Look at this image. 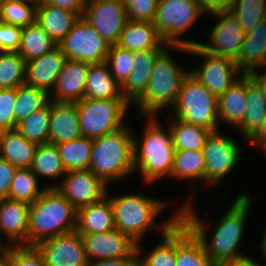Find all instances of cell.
<instances>
[{
    "mask_svg": "<svg viewBox=\"0 0 266 266\" xmlns=\"http://www.w3.org/2000/svg\"><path fill=\"white\" fill-rule=\"evenodd\" d=\"M129 20L153 22L158 0H123Z\"/></svg>",
    "mask_w": 266,
    "mask_h": 266,
    "instance_id": "f6af8a7d",
    "label": "cell"
},
{
    "mask_svg": "<svg viewBox=\"0 0 266 266\" xmlns=\"http://www.w3.org/2000/svg\"><path fill=\"white\" fill-rule=\"evenodd\" d=\"M17 167L0 157V200L8 198L11 181Z\"/></svg>",
    "mask_w": 266,
    "mask_h": 266,
    "instance_id": "681fc988",
    "label": "cell"
},
{
    "mask_svg": "<svg viewBox=\"0 0 266 266\" xmlns=\"http://www.w3.org/2000/svg\"><path fill=\"white\" fill-rule=\"evenodd\" d=\"M202 242L184 221H176V266H215Z\"/></svg>",
    "mask_w": 266,
    "mask_h": 266,
    "instance_id": "603a6c76",
    "label": "cell"
},
{
    "mask_svg": "<svg viewBox=\"0 0 266 266\" xmlns=\"http://www.w3.org/2000/svg\"><path fill=\"white\" fill-rule=\"evenodd\" d=\"M13 1L25 2L34 5H38L41 2V0H13Z\"/></svg>",
    "mask_w": 266,
    "mask_h": 266,
    "instance_id": "91938a15",
    "label": "cell"
},
{
    "mask_svg": "<svg viewBox=\"0 0 266 266\" xmlns=\"http://www.w3.org/2000/svg\"><path fill=\"white\" fill-rule=\"evenodd\" d=\"M16 129L2 130L0 136V157L18 169L30 168L37 148Z\"/></svg>",
    "mask_w": 266,
    "mask_h": 266,
    "instance_id": "83f0119b",
    "label": "cell"
},
{
    "mask_svg": "<svg viewBox=\"0 0 266 266\" xmlns=\"http://www.w3.org/2000/svg\"><path fill=\"white\" fill-rule=\"evenodd\" d=\"M205 183V159L202 150H175L170 178Z\"/></svg>",
    "mask_w": 266,
    "mask_h": 266,
    "instance_id": "d590c367",
    "label": "cell"
},
{
    "mask_svg": "<svg viewBox=\"0 0 266 266\" xmlns=\"http://www.w3.org/2000/svg\"><path fill=\"white\" fill-rule=\"evenodd\" d=\"M83 18L110 46L119 42L128 21L123 0H86Z\"/></svg>",
    "mask_w": 266,
    "mask_h": 266,
    "instance_id": "5bb4252c",
    "label": "cell"
},
{
    "mask_svg": "<svg viewBox=\"0 0 266 266\" xmlns=\"http://www.w3.org/2000/svg\"><path fill=\"white\" fill-rule=\"evenodd\" d=\"M29 209L30 204L23 201L0 200V239L4 233L7 246H27Z\"/></svg>",
    "mask_w": 266,
    "mask_h": 266,
    "instance_id": "ffe728a7",
    "label": "cell"
},
{
    "mask_svg": "<svg viewBox=\"0 0 266 266\" xmlns=\"http://www.w3.org/2000/svg\"><path fill=\"white\" fill-rule=\"evenodd\" d=\"M37 6L25 2L4 0L0 6V21L18 27H26L36 22Z\"/></svg>",
    "mask_w": 266,
    "mask_h": 266,
    "instance_id": "7bdbcfd3",
    "label": "cell"
},
{
    "mask_svg": "<svg viewBox=\"0 0 266 266\" xmlns=\"http://www.w3.org/2000/svg\"><path fill=\"white\" fill-rule=\"evenodd\" d=\"M35 247L46 266H86L88 263L81 234L77 231L46 239Z\"/></svg>",
    "mask_w": 266,
    "mask_h": 266,
    "instance_id": "2e32d148",
    "label": "cell"
},
{
    "mask_svg": "<svg viewBox=\"0 0 266 266\" xmlns=\"http://www.w3.org/2000/svg\"><path fill=\"white\" fill-rule=\"evenodd\" d=\"M241 146L232 137L219 131L207 138L202 153L205 159V184L213 186L239 164Z\"/></svg>",
    "mask_w": 266,
    "mask_h": 266,
    "instance_id": "7c38bea8",
    "label": "cell"
},
{
    "mask_svg": "<svg viewBox=\"0 0 266 266\" xmlns=\"http://www.w3.org/2000/svg\"><path fill=\"white\" fill-rule=\"evenodd\" d=\"M164 49H145L134 52L133 70L121 85L125 99L133 105L145 94L157 56ZM132 102V103H131Z\"/></svg>",
    "mask_w": 266,
    "mask_h": 266,
    "instance_id": "44dd1931",
    "label": "cell"
},
{
    "mask_svg": "<svg viewBox=\"0 0 266 266\" xmlns=\"http://www.w3.org/2000/svg\"><path fill=\"white\" fill-rule=\"evenodd\" d=\"M51 100L17 123L16 129L30 142L37 145L49 143Z\"/></svg>",
    "mask_w": 266,
    "mask_h": 266,
    "instance_id": "74e56055",
    "label": "cell"
},
{
    "mask_svg": "<svg viewBox=\"0 0 266 266\" xmlns=\"http://www.w3.org/2000/svg\"><path fill=\"white\" fill-rule=\"evenodd\" d=\"M161 237L147 256H142L141 241L136 244L137 266H176V222Z\"/></svg>",
    "mask_w": 266,
    "mask_h": 266,
    "instance_id": "1f68e13d",
    "label": "cell"
},
{
    "mask_svg": "<svg viewBox=\"0 0 266 266\" xmlns=\"http://www.w3.org/2000/svg\"><path fill=\"white\" fill-rule=\"evenodd\" d=\"M67 59L102 63L110 45L83 17H79L70 32L58 44Z\"/></svg>",
    "mask_w": 266,
    "mask_h": 266,
    "instance_id": "8fae6325",
    "label": "cell"
},
{
    "mask_svg": "<svg viewBox=\"0 0 266 266\" xmlns=\"http://www.w3.org/2000/svg\"><path fill=\"white\" fill-rule=\"evenodd\" d=\"M16 88L0 89V130L15 128Z\"/></svg>",
    "mask_w": 266,
    "mask_h": 266,
    "instance_id": "bcb514c9",
    "label": "cell"
},
{
    "mask_svg": "<svg viewBox=\"0 0 266 266\" xmlns=\"http://www.w3.org/2000/svg\"><path fill=\"white\" fill-rule=\"evenodd\" d=\"M229 10L247 33L266 19V0H232Z\"/></svg>",
    "mask_w": 266,
    "mask_h": 266,
    "instance_id": "b9f144b4",
    "label": "cell"
},
{
    "mask_svg": "<svg viewBox=\"0 0 266 266\" xmlns=\"http://www.w3.org/2000/svg\"><path fill=\"white\" fill-rule=\"evenodd\" d=\"M0 266H11V246L0 251Z\"/></svg>",
    "mask_w": 266,
    "mask_h": 266,
    "instance_id": "6f0895ef",
    "label": "cell"
},
{
    "mask_svg": "<svg viewBox=\"0 0 266 266\" xmlns=\"http://www.w3.org/2000/svg\"><path fill=\"white\" fill-rule=\"evenodd\" d=\"M225 266H262L257 262L253 257L246 256L240 259H237L232 262L224 264Z\"/></svg>",
    "mask_w": 266,
    "mask_h": 266,
    "instance_id": "9f6ffc18",
    "label": "cell"
},
{
    "mask_svg": "<svg viewBox=\"0 0 266 266\" xmlns=\"http://www.w3.org/2000/svg\"><path fill=\"white\" fill-rule=\"evenodd\" d=\"M30 169L38 179L42 177L59 181L58 178L66 174L58 149L51 143L37 146Z\"/></svg>",
    "mask_w": 266,
    "mask_h": 266,
    "instance_id": "8d00e7d4",
    "label": "cell"
},
{
    "mask_svg": "<svg viewBox=\"0 0 266 266\" xmlns=\"http://www.w3.org/2000/svg\"><path fill=\"white\" fill-rule=\"evenodd\" d=\"M157 116H146L142 139L134 135V168L145 183L171 176L175 147L170 128L164 129ZM141 142V143H140Z\"/></svg>",
    "mask_w": 266,
    "mask_h": 266,
    "instance_id": "5b68a950",
    "label": "cell"
},
{
    "mask_svg": "<svg viewBox=\"0 0 266 266\" xmlns=\"http://www.w3.org/2000/svg\"><path fill=\"white\" fill-rule=\"evenodd\" d=\"M117 45L136 52L145 49H165L169 44L161 38L153 22L128 19Z\"/></svg>",
    "mask_w": 266,
    "mask_h": 266,
    "instance_id": "cb8c5ba5",
    "label": "cell"
},
{
    "mask_svg": "<svg viewBox=\"0 0 266 266\" xmlns=\"http://www.w3.org/2000/svg\"><path fill=\"white\" fill-rule=\"evenodd\" d=\"M200 8L207 14L214 11L229 9L232 0H197Z\"/></svg>",
    "mask_w": 266,
    "mask_h": 266,
    "instance_id": "f5cc1de1",
    "label": "cell"
},
{
    "mask_svg": "<svg viewBox=\"0 0 266 266\" xmlns=\"http://www.w3.org/2000/svg\"><path fill=\"white\" fill-rule=\"evenodd\" d=\"M206 13L197 0H158L153 24L157 32L169 45H198V41L181 38L194 27L201 15Z\"/></svg>",
    "mask_w": 266,
    "mask_h": 266,
    "instance_id": "ba28073f",
    "label": "cell"
},
{
    "mask_svg": "<svg viewBox=\"0 0 266 266\" xmlns=\"http://www.w3.org/2000/svg\"><path fill=\"white\" fill-rule=\"evenodd\" d=\"M62 164L67 171L88 170L93 139L81 136L75 140L55 144Z\"/></svg>",
    "mask_w": 266,
    "mask_h": 266,
    "instance_id": "e575fe53",
    "label": "cell"
},
{
    "mask_svg": "<svg viewBox=\"0 0 266 266\" xmlns=\"http://www.w3.org/2000/svg\"><path fill=\"white\" fill-rule=\"evenodd\" d=\"M11 266H46L35 246H11Z\"/></svg>",
    "mask_w": 266,
    "mask_h": 266,
    "instance_id": "7dc6e473",
    "label": "cell"
},
{
    "mask_svg": "<svg viewBox=\"0 0 266 266\" xmlns=\"http://www.w3.org/2000/svg\"><path fill=\"white\" fill-rule=\"evenodd\" d=\"M66 56L57 45L41 57L26 62L25 84L51 93L61 73Z\"/></svg>",
    "mask_w": 266,
    "mask_h": 266,
    "instance_id": "d6986e66",
    "label": "cell"
},
{
    "mask_svg": "<svg viewBox=\"0 0 266 266\" xmlns=\"http://www.w3.org/2000/svg\"><path fill=\"white\" fill-rule=\"evenodd\" d=\"M79 17L68 10L40 2L37 6L36 22L58 45L70 32Z\"/></svg>",
    "mask_w": 266,
    "mask_h": 266,
    "instance_id": "f1b7e54d",
    "label": "cell"
},
{
    "mask_svg": "<svg viewBox=\"0 0 266 266\" xmlns=\"http://www.w3.org/2000/svg\"><path fill=\"white\" fill-rule=\"evenodd\" d=\"M85 98H125L121 92V85L111 74L106 62L90 63L86 79Z\"/></svg>",
    "mask_w": 266,
    "mask_h": 266,
    "instance_id": "f546056e",
    "label": "cell"
},
{
    "mask_svg": "<svg viewBox=\"0 0 266 266\" xmlns=\"http://www.w3.org/2000/svg\"><path fill=\"white\" fill-rule=\"evenodd\" d=\"M88 260L136 256V242L117 229L101 233H80Z\"/></svg>",
    "mask_w": 266,
    "mask_h": 266,
    "instance_id": "e0dca14e",
    "label": "cell"
},
{
    "mask_svg": "<svg viewBox=\"0 0 266 266\" xmlns=\"http://www.w3.org/2000/svg\"><path fill=\"white\" fill-rule=\"evenodd\" d=\"M82 136L95 139L121 129L130 103L125 98L89 99L75 103Z\"/></svg>",
    "mask_w": 266,
    "mask_h": 266,
    "instance_id": "9c48e42d",
    "label": "cell"
},
{
    "mask_svg": "<svg viewBox=\"0 0 266 266\" xmlns=\"http://www.w3.org/2000/svg\"><path fill=\"white\" fill-rule=\"evenodd\" d=\"M86 0H41L42 3L50 4L83 17Z\"/></svg>",
    "mask_w": 266,
    "mask_h": 266,
    "instance_id": "f907efd6",
    "label": "cell"
},
{
    "mask_svg": "<svg viewBox=\"0 0 266 266\" xmlns=\"http://www.w3.org/2000/svg\"><path fill=\"white\" fill-rule=\"evenodd\" d=\"M129 125L93 139L89 170L107 185L134 173V133Z\"/></svg>",
    "mask_w": 266,
    "mask_h": 266,
    "instance_id": "8992f818",
    "label": "cell"
},
{
    "mask_svg": "<svg viewBox=\"0 0 266 266\" xmlns=\"http://www.w3.org/2000/svg\"><path fill=\"white\" fill-rule=\"evenodd\" d=\"M22 28L0 21V52H17Z\"/></svg>",
    "mask_w": 266,
    "mask_h": 266,
    "instance_id": "c3c4849f",
    "label": "cell"
},
{
    "mask_svg": "<svg viewBox=\"0 0 266 266\" xmlns=\"http://www.w3.org/2000/svg\"><path fill=\"white\" fill-rule=\"evenodd\" d=\"M6 247H8V246L6 244H4L2 239H0V251L4 250Z\"/></svg>",
    "mask_w": 266,
    "mask_h": 266,
    "instance_id": "6125c7cd",
    "label": "cell"
},
{
    "mask_svg": "<svg viewBox=\"0 0 266 266\" xmlns=\"http://www.w3.org/2000/svg\"><path fill=\"white\" fill-rule=\"evenodd\" d=\"M46 91L23 84L16 88V103L14 106L15 128L17 123L28 117L35 110L43 107L49 100Z\"/></svg>",
    "mask_w": 266,
    "mask_h": 266,
    "instance_id": "ab89813d",
    "label": "cell"
},
{
    "mask_svg": "<svg viewBox=\"0 0 266 266\" xmlns=\"http://www.w3.org/2000/svg\"><path fill=\"white\" fill-rule=\"evenodd\" d=\"M248 194L243 192L233 200L231 206L219 218L211 239L206 237L207 228L205 226L207 225L195 212L191 198L189 197L187 203L184 202V205L179 207L180 218L202 242L205 253L216 265L226 264L248 256L238 250L245 234L246 219L252 202L251 196Z\"/></svg>",
    "mask_w": 266,
    "mask_h": 266,
    "instance_id": "6da1fadb",
    "label": "cell"
},
{
    "mask_svg": "<svg viewBox=\"0 0 266 266\" xmlns=\"http://www.w3.org/2000/svg\"><path fill=\"white\" fill-rule=\"evenodd\" d=\"M258 148L264 152L265 157H266V140H264L259 146Z\"/></svg>",
    "mask_w": 266,
    "mask_h": 266,
    "instance_id": "94428289",
    "label": "cell"
},
{
    "mask_svg": "<svg viewBox=\"0 0 266 266\" xmlns=\"http://www.w3.org/2000/svg\"><path fill=\"white\" fill-rule=\"evenodd\" d=\"M174 116L185 122L219 131L217 97L190 72L184 78L177 101L171 108Z\"/></svg>",
    "mask_w": 266,
    "mask_h": 266,
    "instance_id": "52a82bcc",
    "label": "cell"
},
{
    "mask_svg": "<svg viewBox=\"0 0 266 266\" xmlns=\"http://www.w3.org/2000/svg\"><path fill=\"white\" fill-rule=\"evenodd\" d=\"M90 63L67 59L56 80L52 102L76 103L85 98L86 79Z\"/></svg>",
    "mask_w": 266,
    "mask_h": 266,
    "instance_id": "ac0fdd59",
    "label": "cell"
},
{
    "mask_svg": "<svg viewBox=\"0 0 266 266\" xmlns=\"http://www.w3.org/2000/svg\"><path fill=\"white\" fill-rule=\"evenodd\" d=\"M113 229H115L113 209L107 196L77 210L78 233H101Z\"/></svg>",
    "mask_w": 266,
    "mask_h": 266,
    "instance_id": "4316f807",
    "label": "cell"
},
{
    "mask_svg": "<svg viewBox=\"0 0 266 266\" xmlns=\"http://www.w3.org/2000/svg\"><path fill=\"white\" fill-rule=\"evenodd\" d=\"M86 266H137V257L119 259L88 260Z\"/></svg>",
    "mask_w": 266,
    "mask_h": 266,
    "instance_id": "816d5d0a",
    "label": "cell"
},
{
    "mask_svg": "<svg viewBox=\"0 0 266 266\" xmlns=\"http://www.w3.org/2000/svg\"><path fill=\"white\" fill-rule=\"evenodd\" d=\"M264 140H266V118L260 125L259 129L247 140L250 146H259Z\"/></svg>",
    "mask_w": 266,
    "mask_h": 266,
    "instance_id": "11a10c76",
    "label": "cell"
},
{
    "mask_svg": "<svg viewBox=\"0 0 266 266\" xmlns=\"http://www.w3.org/2000/svg\"><path fill=\"white\" fill-rule=\"evenodd\" d=\"M217 18L209 35V42L199 41V46L210 54L237 60L245 37V32L234 13L229 10H219L209 13Z\"/></svg>",
    "mask_w": 266,
    "mask_h": 266,
    "instance_id": "4fadbf2b",
    "label": "cell"
},
{
    "mask_svg": "<svg viewBox=\"0 0 266 266\" xmlns=\"http://www.w3.org/2000/svg\"><path fill=\"white\" fill-rule=\"evenodd\" d=\"M57 44L37 23L22 28L18 53L27 61L41 57L55 48Z\"/></svg>",
    "mask_w": 266,
    "mask_h": 266,
    "instance_id": "836d02e7",
    "label": "cell"
},
{
    "mask_svg": "<svg viewBox=\"0 0 266 266\" xmlns=\"http://www.w3.org/2000/svg\"><path fill=\"white\" fill-rule=\"evenodd\" d=\"M266 118V97L257 84L247 75V110L243 121L236 127L244 140H248Z\"/></svg>",
    "mask_w": 266,
    "mask_h": 266,
    "instance_id": "4dcf8cb0",
    "label": "cell"
},
{
    "mask_svg": "<svg viewBox=\"0 0 266 266\" xmlns=\"http://www.w3.org/2000/svg\"><path fill=\"white\" fill-rule=\"evenodd\" d=\"M38 183V177L30 168L17 169L8 198L32 204L46 189V185L40 188Z\"/></svg>",
    "mask_w": 266,
    "mask_h": 266,
    "instance_id": "f35d334b",
    "label": "cell"
},
{
    "mask_svg": "<svg viewBox=\"0 0 266 266\" xmlns=\"http://www.w3.org/2000/svg\"><path fill=\"white\" fill-rule=\"evenodd\" d=\"M235 62L245 75L266 65V19L245 33L241 52Z\"/></svg>",
    "mask_w": 266,
    "mask_h": 266,
    "instance_id": "d4e9b609",
    "label": "cell"
},
{
    "mask_svg": "<svg viewBox=\"0 0 266 266\" xmlns=\"http://www.w3.org/2000/svg\"><path fill=\"white\" fill-rule=\"evenodd\" d=\"M262 237L263 238L261 239V246L259 247L260 248L259 250H260L262 257H264L266 260V229H265Z\"/></svg>",
    "mask_w": 266,
    "mask_h": 266,
    "instance_id": "680465c9",
    "label": "cell"
},
{
    "mask_svg": "<svg viewBox=\"0 0 266 266\" xmlns=\"http://www.w3.org/2000/svg\"><path fill=\"white\" fill-rule=\"evenodd\" d=\"M188 54L204 58L190 73L217 98L244 75L234 60L205 52L199 45L189 46Z\"/></svg>",
    "mask_w": 266,
    "mask_h": 266,
    "instance_id": "30bf717a",
    "label": "cell"
},
{
    "mask_svg": "<svg viewBox=\"0 0 266 266\" xmlns=\"http://www.w3.org/2000/svg\"><path fill=\"white\" fill-rule=\"evenodd\" d=\"M134 52L119 45H111L106 57L111 74L116 81L122 85L128 78L129 73L133 70Z\"/></svg>",
    "mask_w": 266,
    "mask_h": 266,
    "instance_id": "ee69618b",
    "label": "cell"
},
{
    "mask_svg": "<svg viewBox=\"0 0 266 266\" xmlns=\"http://www.w3.org/2000/svg\"><path fill=\"white\" fill-rule=\"evenodd\" d=\"M170 120L172 142L175 150H202L207 138L213 132L201 126H197L176 117Z\"/></svg>",
    "mask_w": 266,
    "mask_h": 266,
    "instance_id": "d6a6232c",
    "label": "cell"
},
{
    "mask_svg": "<svg viewBox=\"0 0 266 266\" xmlns=\"http://www.w3.org/2000/svg\"><path fill=\"white\" fill-rule=\"evenodd\" d=\"M77 210L56 188H46L30 204L27 246L76 231Z\"/></svg>",
    "mask_w": 266,
    "mask_h": 266,
    "instance_id": "277c9868",
    "label": "cell"
},
{
    "mask_svg": "<svg viewBox=\"0 0 266 266\" xmlns=\"http://www.w3.org/2000/svg\"><path fill=\"white\" fill-rule=\"evenodd\" d=\"M138 192L137 194H124L120 196H111L107 191V197L110 199L114 215L115 229L128 235L134 242L139 243L150 228L159 227L158 233L163 235L179 218L180 209L171 214L165 222L155 223L156 217L163 212L167 202L160 199H154Z\"/></svg>",
    "mask_w": 266,
    "mask_h": 266,
    "instance_id": "3957f363",
    "label": "cell"
},
{
    "mask_svg": "<svg viewBox=\"0 0 266 266\" xmlns=\"http://www.w3.org/2000/svg\"><path fill=\"white\" fill-rule=\"evenodd\" d=\"M169 49L189 53V46L168 45L157 56L146 92L134 104L142 118L157 116L160 112L163 113L164 109L172 108L177 101L182 82L190 72L172 60Z\"/></svg>",
    "mask_w": 266,
    "mask_h": 266,
    "instance_id": "7a4b0ae2",
    "label": "cell"
},
{
    "mask_svg": "<svg viewBox=\"0 0 266 266\" xmlns=\"http://www.w3.org/2000/svg\"><path fill=\"white\" fill-rule=\"evenodd\" d=\"M46 188L58 189L76 210L102 200L109 191L108 185L89 169L67 171L61 181Z\"/></svg>",
    "mask_w": 266,
    "mask_h": 266,
    "instance_id": "9a60e30c",
    "label": "cell"
},
{
    "mask_svg": "<svg viewBox=\"0 0 266 266\" xmlns=\"http://www.w3.org/2000/svg\"><path fill=\"white\" fill-rule=\"evenodd\" d=\"M26 60L18 52H0V89L25 84Z\"/></svg>",
    "mask_w": 266,
    "mask_h": 266,
    "instance_id": "60d3db41",
    "label": "cell"
},
{
    "mask_svg": "<svg viewBox=\"0 0 266 266\" xmlns=\"http://www.w3.org/2000/svg\"><path fill=\"white\" fill-rule=\"evenodd\" d=\"M81 136L76 104L51 101L49 143L58 144Z\"/></svg>",
    "mask_w": 266,
    "mask_h": 266,
    "instance_id": "7402d4cb",
    "label": "cell"
},
{
    "mask_svg": "<svg viewBox=\"0 0 266 266\" xmlns=\"http://www.w3.org/2000/svg\"><path fill=\"white\" fill-rule=\"evenodd\" d=\"M261 68L264 70H262L263 73L258 72V69ZM247 75L257 84L266 97V65L250 71Z\"/></svg>",
    "mask_w": 266,
    "mask_h": 266,
    "instance_id": "db71d44e",
    "label": "cell"
},
{
    "mask_svg": "<svg viewBox=\"0 0 266 266\" xmlns=\"http://www.w3.org/2000/svg\"><path fill=\"white\" fill-rule=\"evenodd\" d=\"M219 122L237 127L244 119L247 110V75L217 98Z\"/></svg>",
    "mask_w": 266,
    "mask_h": 266,
    "instance_id": "484cf974",
    "label": "cell"
}]
</instances>
